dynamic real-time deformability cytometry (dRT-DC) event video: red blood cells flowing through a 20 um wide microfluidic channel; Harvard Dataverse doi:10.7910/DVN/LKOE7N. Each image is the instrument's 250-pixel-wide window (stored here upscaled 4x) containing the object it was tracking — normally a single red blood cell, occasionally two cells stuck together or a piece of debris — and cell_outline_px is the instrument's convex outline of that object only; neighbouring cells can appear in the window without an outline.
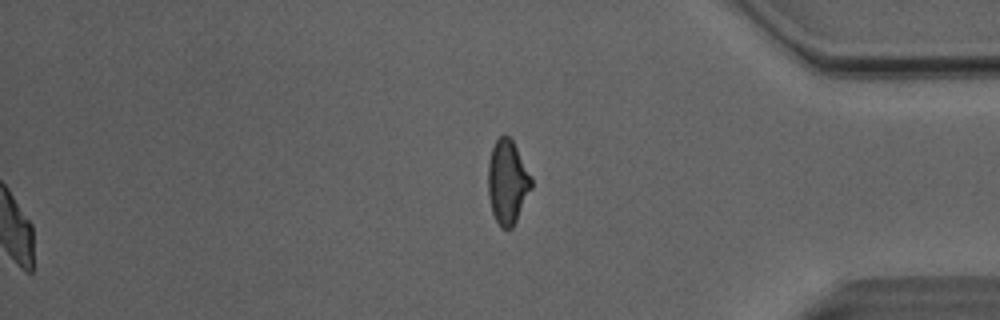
{"species": "Egyptian fruit bat (a non-hibernating species)", "species_latin": "Rousettus aegyptiacus", "temperature_condition": "room temperature", "stored_images_in_passage": 51, "segment_of_instrument_passage": [2, 2], "camera_frame_rate_fps": 3000, "um_per_image_px": 0.085, "animal": {"sex": "male"}, "frame": {"image": 1, "passage_image": 51, "time_ms": 16.667, "image_size_px": [1000, 320], "cell_outline_px": [[532, 188], [512, 228], [500, 228], [492, 212], [488, 196], [488, 160], [492, 148], [496, 140], [504, 132], [512, 140], [532, 180]], "centroid_in_image_um": [43.11, 15.47], "position_along_channel_um": 392.1, "area_um2": 20.98}}